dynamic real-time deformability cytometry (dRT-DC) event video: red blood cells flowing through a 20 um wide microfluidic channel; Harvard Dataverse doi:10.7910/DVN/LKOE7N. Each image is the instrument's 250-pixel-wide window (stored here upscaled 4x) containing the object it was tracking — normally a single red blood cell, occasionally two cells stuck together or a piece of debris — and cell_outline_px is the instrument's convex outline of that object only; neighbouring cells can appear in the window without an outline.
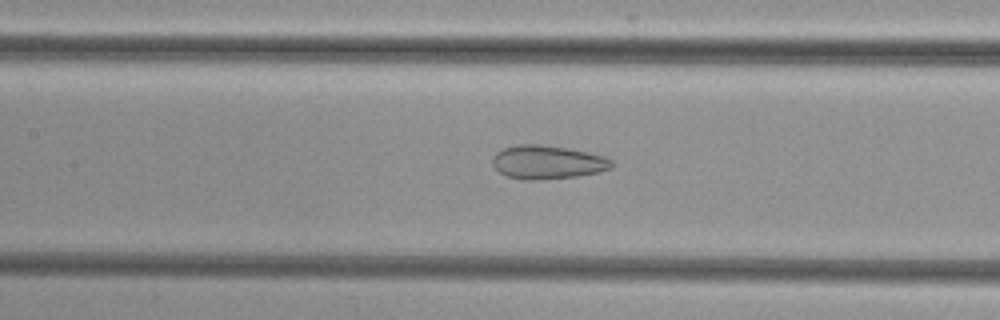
{"species": "common noctule bat (a hibernating species)", "species_latin": "Nyctalus noctula", "temperature_condition": "cold", "stored_images_in_passage": 40, "camera_frame_rate_fps": 3000, "um_per_image_px": 0.085, "animal": {"sex": "female", "body_mass_g": 29.2, "forearm_length_mm": 56.3}, "frame": {"image": 1, "passage_image": 12, "time_ms": 3.667, "image_size_px": [1000, 320], "cell_outline_px": [[612, 168], [600, 172], [576, 176], [540, 180], [524, 180], [504, 176], [492, 164], [492, 160], [496, 152], [504, 148], [520, 144], [540, 144], [568, 148], [588, 152], [604, 156], [612, 160]], "centroid_in_image_um": [46.53, 13.79], "position_along_channel_um": 160.9, "area_um2": 23.47}}
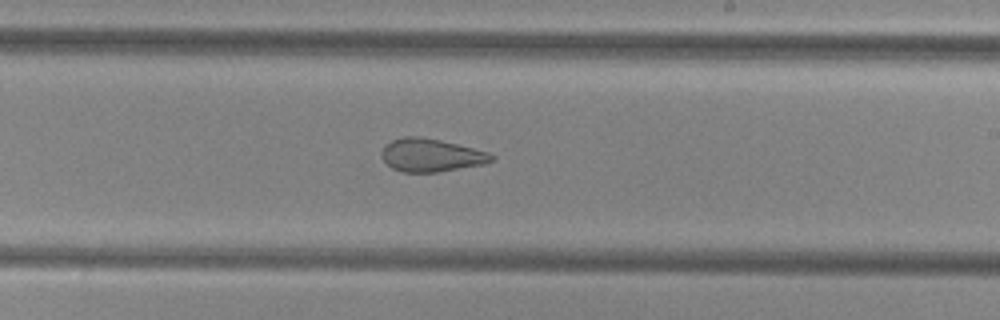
{"frame": {"image": 2, "passage_image": 19, "time_ms": 6.0, "image_size_px": [1000, 320], "cell_outline_px": [[496, 160], [484, 164], [436, 172], [400, 172], [392, 168], [380, 156], [380, 152], [384, 144], [392, 140], [404, 136], [420, 136], [440, 140], [488, 152], [496, 156]], "centroid_in_image_um": [36.62, 13.19], "position_along_channel_um": 252.4, "area_um2": 21.27}}
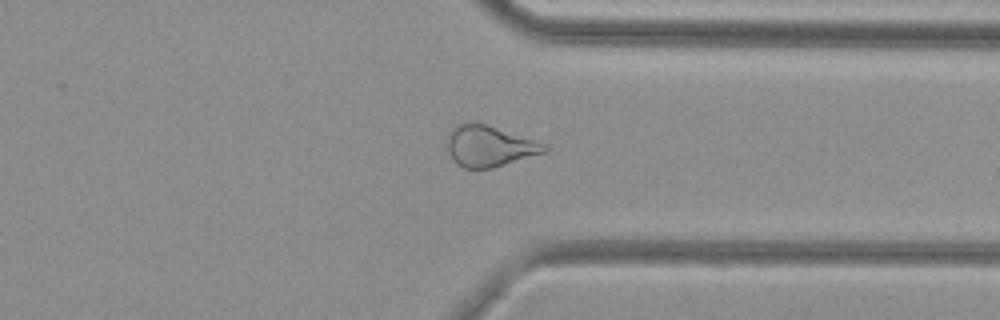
{"frame": {"image": 3, "passage_image": 28, "time_ms": 9.0, "image_size_px": [1000, 320], "cell_outline_px": [[548, 152], [492, 168], [464, 168], [456, 164], [448, 152], [448, 136], [452, 128], [456, 124], [484, 124], [548, 144]], "centroid_in_image_um": [41.63, 12.45], "position_along_channel_um": 369.8, "area_um2": 22.95}}